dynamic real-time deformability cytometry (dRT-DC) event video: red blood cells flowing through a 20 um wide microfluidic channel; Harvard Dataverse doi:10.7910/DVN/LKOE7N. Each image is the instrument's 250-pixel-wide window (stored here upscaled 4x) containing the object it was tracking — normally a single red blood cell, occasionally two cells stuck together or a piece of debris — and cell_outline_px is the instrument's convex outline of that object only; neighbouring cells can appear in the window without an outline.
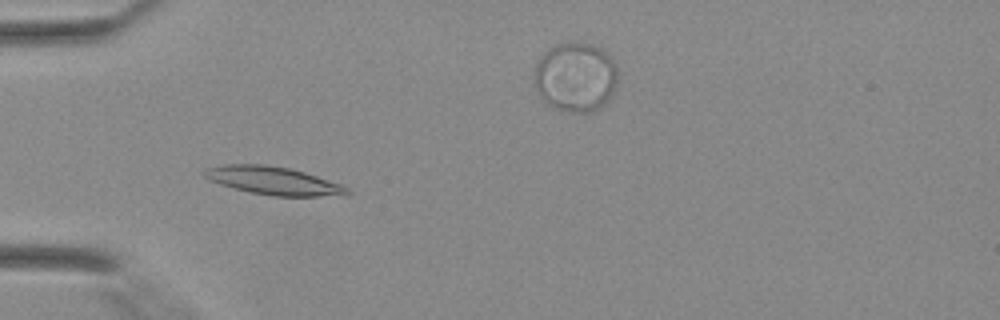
{"species": "Egyptian fruit bat (a non-hibernating species)", "species_latin": "Rousettus aegyptiacus", "temperature_condition": "warm", "stored_images_in_passage": 40, "camera_frame_rate_fps": 3000, "um_per_image_px": 0.085, "animal": {"sex": "female"}, "frame": {"image": 1, "passage_image": 11, "time_ms": 3.333, "image_size_px": [1000, 320], "cell_outline_px": [[352, 192], [348, 196], [272, 196], [252, 192], [220, 184], [208, 180], [200, 172], [208, 168], [224, 164], [264, 164], [288, 168], [304, 172], [340, 184], [348, 188]], "centroid_in_image_um": [23.25, 15.36], "position_along_channel_um": 61.7, "area_um2": 23.29}}
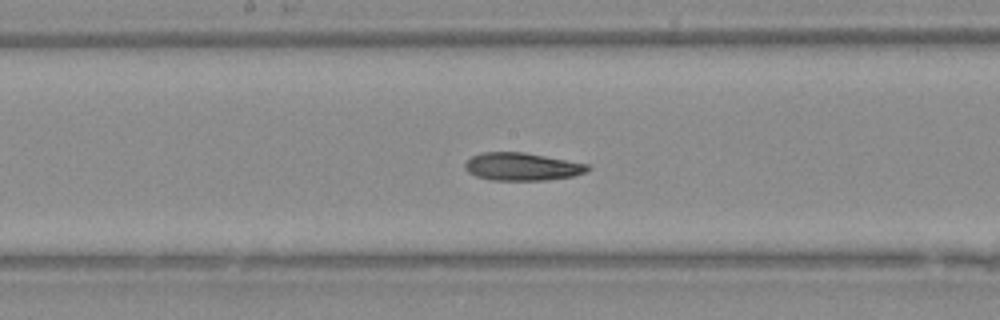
{"frame": {"image": 2, "passage_image": 20, "time_ms": 6.333, "image_size_px": [1000, 320], "cell_outline_px": [[592, 168], [584, 172], [572, 176], [548, 180], [492, 180], [476, 176], [468, 172], [464, 168], [464, 164], [472, 156], [484, 152], [524, 152], [588, 164]], "centroid_in_image_um": [44.36, 14.16], "position_along_channel_um": 203.8, "area_um2": 19.77}}
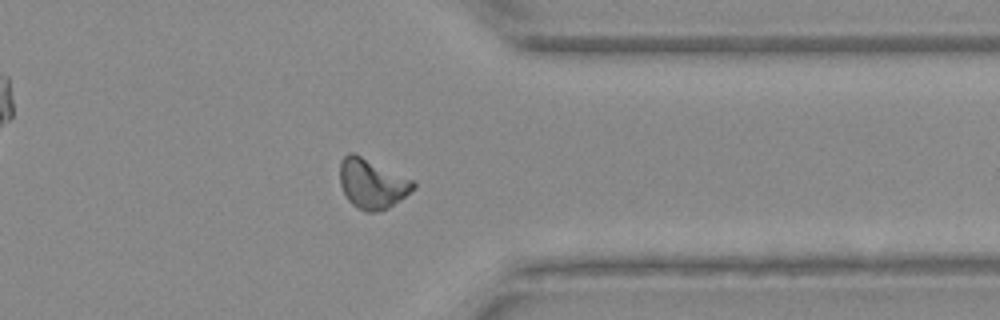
{"frame": {"image": 3, "passage_image": 31, "time_ms": 10.0, "image_size_px": [1000, 320], "cell_outline_px": [[416, 188], [400, 200], [388, 208], [376, 212], [368, 212], [352, 204], [348, 200], [340, 184], [340, 160], [348, 152], [352, 152], [412, 180], [416, 184]], "centroid_in_image_um": [31.61, 15.62], "position_along_channel_um": 379.8, "area_um2": 20.92}}